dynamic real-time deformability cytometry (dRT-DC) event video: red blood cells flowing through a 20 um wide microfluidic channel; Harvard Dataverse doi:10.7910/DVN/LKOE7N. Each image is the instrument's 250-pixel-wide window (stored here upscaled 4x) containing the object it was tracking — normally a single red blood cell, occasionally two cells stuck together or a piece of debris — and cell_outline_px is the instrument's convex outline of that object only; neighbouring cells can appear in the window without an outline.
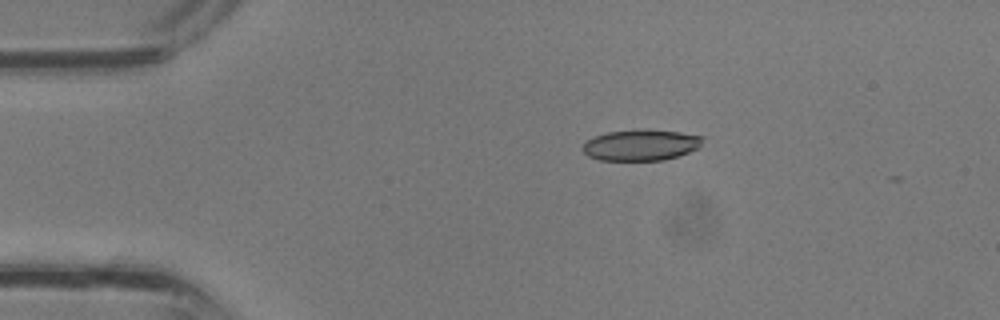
{"species": "common noctule bat (a hibernating species)", "species_latin": "Nyctalus noctula", "temperature_condition": "room temperature", "stored_images_in_passage": 28, "camera_frame_rate_fps": 3000, "um_per_image_px": 0.085, "animal": {"sex": "male", "body_mass_g": 13.3}, "frame": {"image": 1, "passage_image": 1, "time_ms": 0.0, "image_size_px": [1000, 320], "cell_outline_px": [[704, 136], [700, 148], [664, 160], [600, 160], [588, 156], [580, 148], [584, 140], [608, 132], [648, 128], [680, 132]], "centroid_in_image_um": [54.47, 12.31], "position_along_channel_um": 30.5, "area_um2": 22.02}}
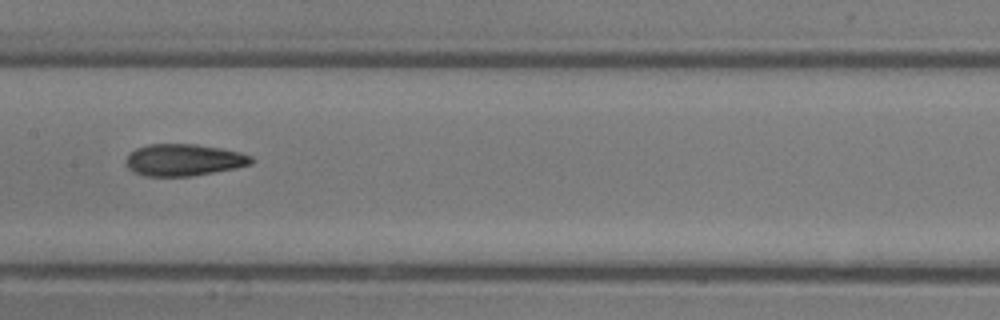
{"frame": {"image": 2, "passage_image": 12, "time_ms": 3.667, "image_size_px": [1000, 320], "cell_outline_px": [[256, 160], [252, 164], [236, 168], [192, 176], [144, 176], [132, 172], [128, 168], [124, 160], [136, 148], [148, 144], [196, 144], [220, 148], [240, 152], [252, 156]], "centroid_in_image_um": [15.63, 13.6], "position_along_channel_um": 191.8, "area_um2": 23.47}}
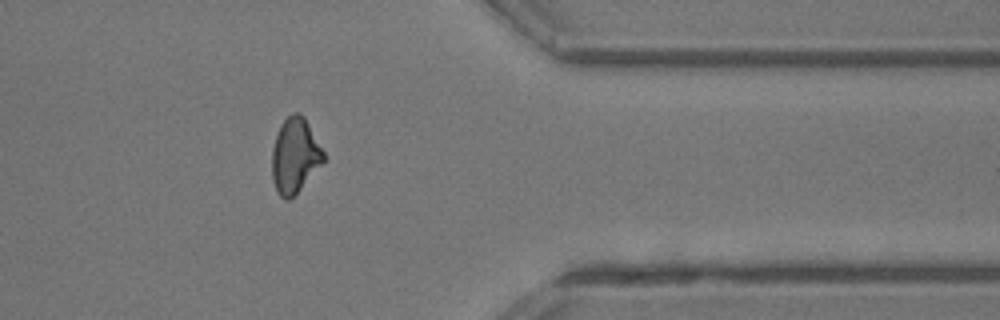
{"frame": {"image": 3, "passage_image": 23, "time_ms": 7.333, "image_size_px": [1000, 320], "cell_outline_px": [[324, 160], [300, 188], [288, 200], [284, 200], [276, 192], [272, 180], [272, 148], [280, 124], [292, 112], [300, 112], [304, 116], [324, 152]], "centroid_in_image_um": [25.03, 13.2], "position_along_channel_um": 386.4, "area_um2": 22.25}}